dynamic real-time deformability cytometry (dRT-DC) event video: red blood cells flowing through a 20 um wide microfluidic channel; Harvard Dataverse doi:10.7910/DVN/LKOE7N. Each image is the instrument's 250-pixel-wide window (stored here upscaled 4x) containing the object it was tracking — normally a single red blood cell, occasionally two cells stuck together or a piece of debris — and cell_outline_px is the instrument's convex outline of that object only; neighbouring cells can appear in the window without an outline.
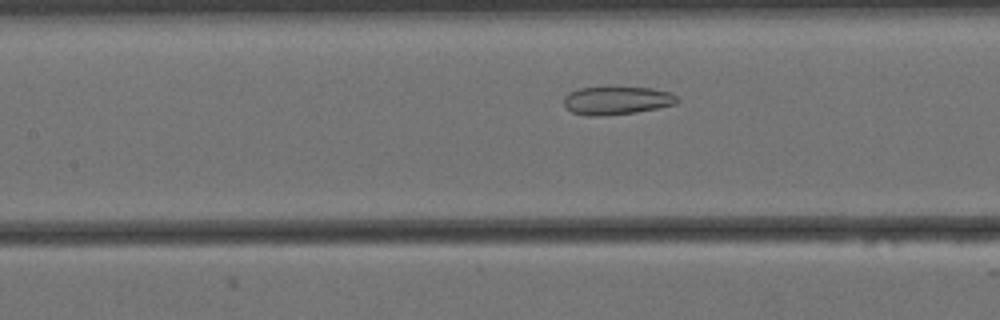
{"species": "Egyptian fruit bat (a non-hibernating species)", "species_latin": "Rousettus aegyptiacus", "temperature_condition": "cold", "stored_images_in_passage": 49, "camera_frame_rate_fps": 3000, "um_per_image_px": 0.085, "animal": {"sex": "female"}, "frame": {"image": 1, "passage_image": 16, "time_ms": 5.0, "image_size_px": [1000, 320], "cell_outline_px": [[680, 100], [676, 104], [636, 112], [604, 116], [588, 116], [572, 112], [564, 108], [564, 96], [580, 88], [652, 88], [668, 92], [676, 96]], "centroid_in_image_um": [52.41, 8.56], "position_along_channel_um": 155.0, "area_um2": 18.38}}
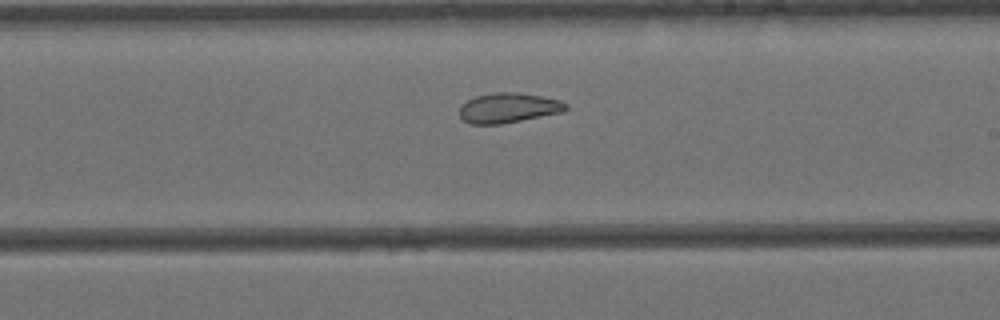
{"frame": {"image": 2, "passage_image": 24, "time_ms": 7.667, "image_size_px": [1000, 320], "cell_outline_px": [[568, 108], [564, 112], [500, 124], [468, 124], [460, 116], [460, 104], [476, 96], [496, 92], [516, 92], [540, 96], [560, 100], [568, 104]], "centroid_in_image_um": [43.22, 9.17], "position_along_channel_um": 245.8, "area_um2": 18.55}}
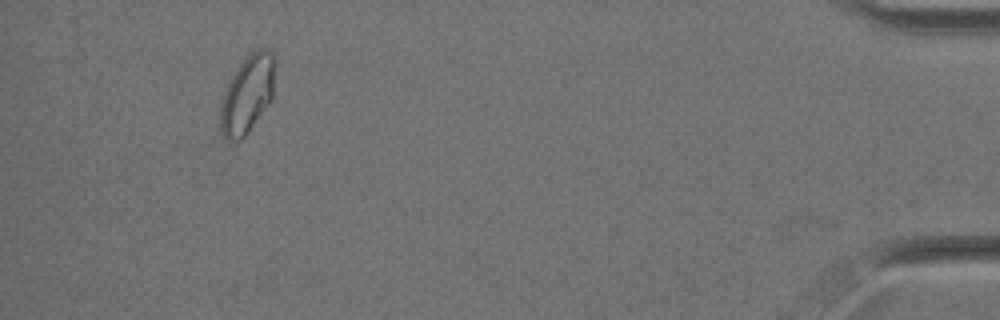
{"frame": {"image": 3, "passage_image": 45, "time_ms": 14.667, "image_size_px": [1000, 320], "cell_outline_px": [[272, 96], [244, 136], [240, 140], [228, 140], [220, 132], [220, 108], [224, 92], [232, 76], [240, 64], [256, 48], [268, 48], [272, 52]], "centroid_in_image_um": [20.96, 8.02], "position_along_channel_um": 414.2, "area_um2": 23.58}, "authors_computed_cell_mechanics": {"area_um2": 21.675, "velocity_mm_per_s": 3.4259, "shape_relaxation_time_tau1_ms": null, "shape_relaxation_time_tau2_ms": 2.1237, "deformation_change_tau1": null, "deformation_change_tau2": 0.0703}}